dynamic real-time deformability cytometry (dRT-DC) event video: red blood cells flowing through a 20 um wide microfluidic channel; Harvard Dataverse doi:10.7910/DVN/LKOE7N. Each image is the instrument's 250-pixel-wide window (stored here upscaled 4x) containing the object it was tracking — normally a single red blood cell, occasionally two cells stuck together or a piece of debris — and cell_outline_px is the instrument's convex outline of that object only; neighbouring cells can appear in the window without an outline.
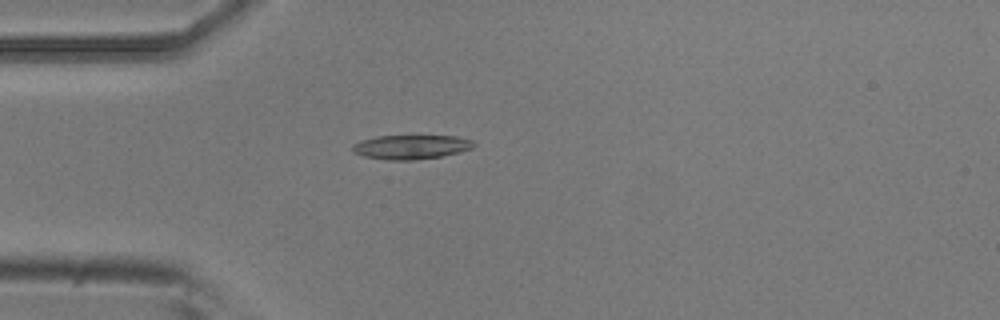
{"species": "common noctule bat (a hibernating species)", "species_latin": "Nyctalus noctula", "temperature_condition": "room temperature", "stored_images_in_passage": 3, "camera_frame_rate_fps": 3000, "um_per_image_px": 0.085, "animal": {"sex": "male", "body_mass_g": 20.5, "forearm_length_mm": 52.5}, "frame": {"image": 1, "passage_image": 3, "time_ms": 0.667, "image_size_px": [1000, 320], "cell_outline_px": [[476, 144], [472, 148], [460, 152], [440, 156], [412, 160], [388, 160], [364, 156], [352, 152], [352, 144], [360, 140], [376, 136], [456, 136], [472, 140]], "centroid_in_image_um": [34.91, 12.49], "position_along_channel_um": 50.1, "area_um2": 17.11}}